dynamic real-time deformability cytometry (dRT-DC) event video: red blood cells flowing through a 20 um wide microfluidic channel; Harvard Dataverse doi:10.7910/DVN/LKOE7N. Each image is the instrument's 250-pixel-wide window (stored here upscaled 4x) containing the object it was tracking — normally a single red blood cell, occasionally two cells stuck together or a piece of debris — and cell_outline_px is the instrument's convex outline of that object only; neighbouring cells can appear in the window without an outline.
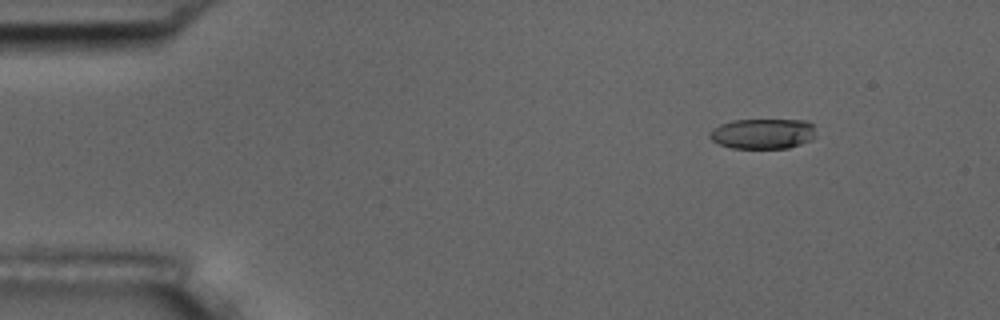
{"species": "common noctule bat (a hibernating species)", "species_latin": "Nyctalus noctula", "temperature_condition": "room temperature", "stored_images_in_passage": 5, "camera_frame_rate_fps": 3000, "um_per_image_px": 0.085, "animal": {"sex": "male", "body_mass_g": 17.5, "forearm_length_mm": 52.3}, "frame": {"image": 1, "passage_image": 2, "time_ms": 1.333, "image_size_px": [1000, 320], "cell_outline_px": [[816, 136], [800, 144], [788, 148], [732, 148], [720, 144], [712, 140], [708, 136], [708, 132], [712, 128], [720, 124], [732, 120], [808, 120], [812, 124]], "centroid_in_image_um": [64.81, 11.35], "position_along_channel_um": 20.2, "area_um2": 18.79}}
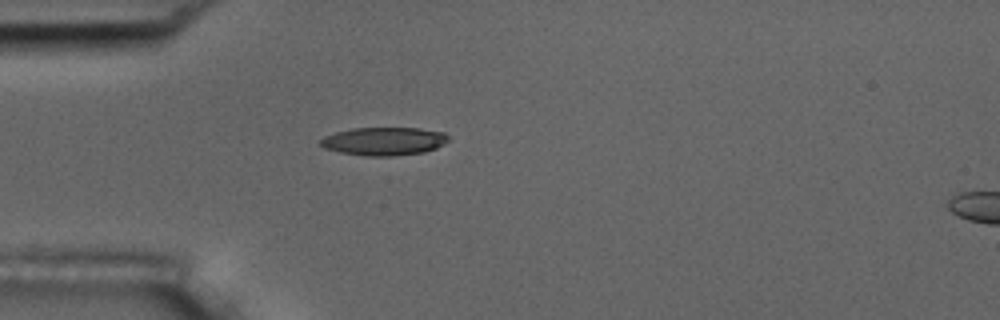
{"frame": {"image": 2, "passage_image": 4, "time_ms": 4.333, "image_size_px": [1000, 320], "cell_outline_px": [[448, 140], [444, 144], [436, 148], [424, 152], [392, 156], [364, 156], [340, 152], [324, 148], [320, 144], [320, 140], [324, 136], [336, 132], [352, 128], [420, 128], [444, 132], [448, 136]], "centroid_in_image_um": [32.64, 12.0], "position_along_channel_um": 52.4, "area_um2": 21.04}}